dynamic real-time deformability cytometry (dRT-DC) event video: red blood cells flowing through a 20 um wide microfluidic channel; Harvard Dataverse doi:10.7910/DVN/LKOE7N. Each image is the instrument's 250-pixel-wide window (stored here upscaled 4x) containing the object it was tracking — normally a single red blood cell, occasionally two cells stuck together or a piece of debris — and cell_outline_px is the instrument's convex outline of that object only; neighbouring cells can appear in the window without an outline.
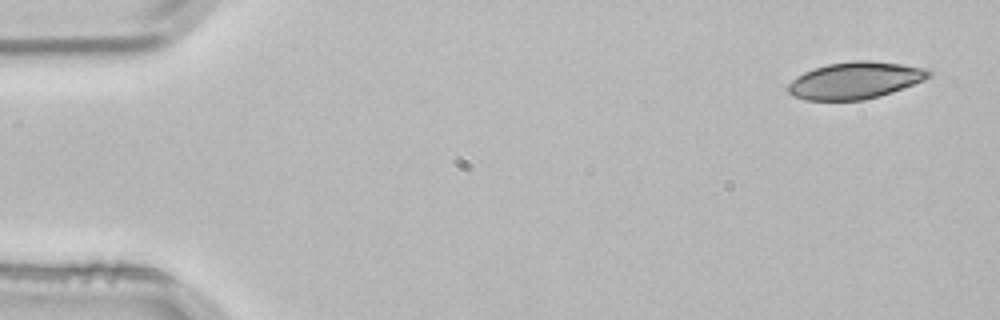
{"species": "common noctule bat (a hibernating species)", "species_latin": "Nyctalus noctula", "temperature_condition": "room temperature", "stored_images_in_passage": 3, "camera_frame_rate_fps": 3000, "um_per_image_px": 0.085, "animal": {"sex": "male", "body_mass_g": 21.5, "forearm_length_mm": 52.0}, "frame": {"image": 1, "passage_image": 1, "time_ms": 0.0, "image_size_px": [1000, 320], "cell_outline_px": [[932, 76], [924, 80], [904, 88], [880, 96], [864, 100], [804, 100], [792, 96], [788, 92], [788, 84], [796, 76], [804, 72], [828, 64], [852, 60], [868, 60], [900, 64], [924, 68], [932, 72]], "centroid_in_image_um": [72.68, 6.84], "position_along_channel_um": 12.3, "area_um2": 30.29}}